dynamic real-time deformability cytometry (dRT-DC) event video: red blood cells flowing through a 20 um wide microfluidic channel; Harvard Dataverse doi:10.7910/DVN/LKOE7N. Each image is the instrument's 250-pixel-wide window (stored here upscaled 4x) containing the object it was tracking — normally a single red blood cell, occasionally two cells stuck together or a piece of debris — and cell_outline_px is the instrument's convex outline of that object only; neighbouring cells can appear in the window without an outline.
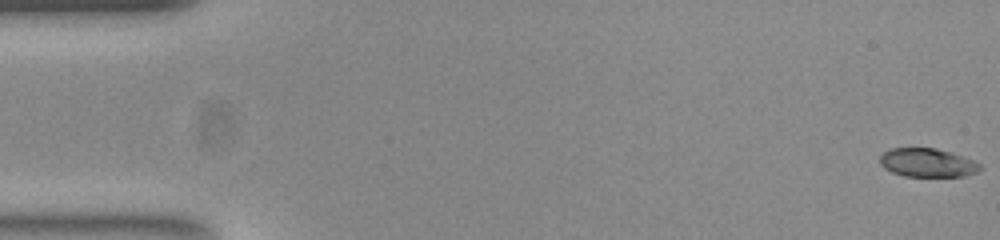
{"species": "common noctule bat (a hibernating species)", "species_latin": "Nyctalus noctula", "temperature_condition": "room temperature", "stored_images_in_passage": 53, "camera_frame_rate_fps": 3000, "um_per_image_px": 0.085, "animal": {"sex": "female", "body_mass_g": 23.0, "forearm_length_mm": 53.4}, "frame": {"image": 1, "passage_image": 1, "time_ms": 0.0, "image_size_px": [1000, 240], "cell_outline_px": [[984, 168], [976, 172], [964, 176], [904, 176], [892, 172], [884, 168], [880, 164], [880, 156], [884, 152], [892, 148], [936, 148], [952, 152], [972, 160], [980, 164]], "centroid_in_image_um": [78.84, 13.83], "position_along_channel_um": 6.2, "area_um2": 16.7}}
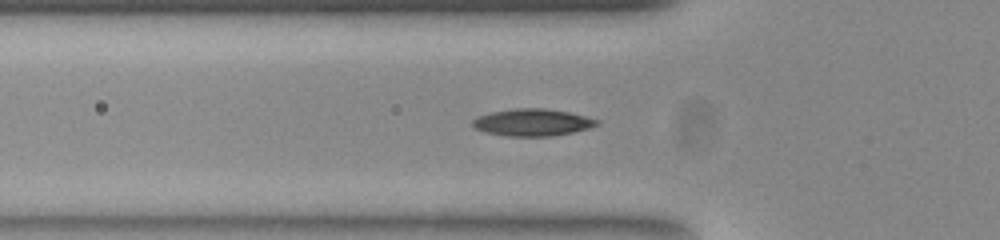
{"frame": {"image": 2, "passage_image": 18, "time_ms": 5.667, "image_size_px": [1000, 240], "cell_outline_px": [[600, 124], [588, 128], [572, 132], [548, 136], [508, 136], [484, 132], [476, 128], [472, 124], [472, 120], [480, 116], [492, 112], [516, 108], [544, 108], [568, 112], [600, 120]], "centroid_in_image_um": [45.27, 10.4], "position_along_channel_um": 80.5, "area_um2": 19.36}}
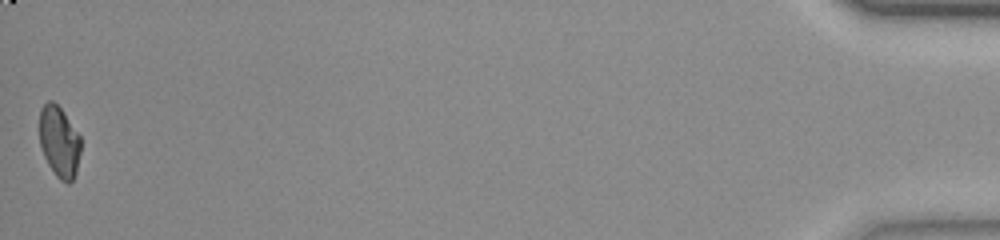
{"frame": {"image": 3, "passage_image": 53, "time_ms": 17.333, "image_size_px": [1000, 240], "cell_outline_px": [[80, 152], [76, 172], [72, 180], [68, 184], [60, 180], [56, 176], [48, 164], [44, 156], [40, 144], [40, 108], [48, 100], [52, 100], [64, 112], [80, 136]], "centroid_in_image_um": [5.03, 12.04], "position_along_channel_um": 430.2, "area_um2": 17.05}, "authors_computed_cell_mechanics": {"area_um2": 17.9758, "velocity_mm_per_s": 3.8673, "shape_relaxation_time_tau1_ms": 5.0236, "shape_relaxation_time_tau2_ms": 3.6531, "deformation_change_tau1": 0.1522, "deformation_change_tau2": 0.0684}}